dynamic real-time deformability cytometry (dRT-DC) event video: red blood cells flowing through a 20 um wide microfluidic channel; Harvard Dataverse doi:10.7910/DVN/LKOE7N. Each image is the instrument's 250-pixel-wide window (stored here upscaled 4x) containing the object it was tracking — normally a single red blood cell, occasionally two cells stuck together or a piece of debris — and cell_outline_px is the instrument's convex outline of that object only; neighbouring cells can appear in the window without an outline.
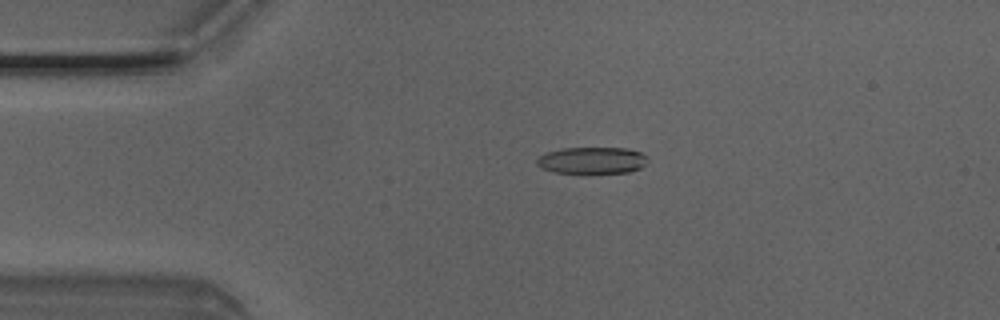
{"species": "Egyptian fruit bat (a non-hibernating species)", "species_latin": "Rousettus aegyptiacus", "temperature_condition": "room temperature", "stored_images_in_passage": 4, "camera_frame_rate_fps": 3000, "um_per_image_px": 0.085, "animal": {"sex": "male"}, "frame": {"image": 1, "passage_image": 3, "time_ms": 0.667, "image_size_px": [1000, 320], "cell_outline_px": [[644, 164], [640, 168], [628, 172], [584, 176], [556, 172], [544, 168], [536, 164], [536, 160], [540, 156], [548, 152], [564, 148], [628, 148], [640, 152], [644, 156]], "centroid_in_image_um": [50.29, 13.68], "position_along_channel_um": 34.7, "area_um2": 17.69}}